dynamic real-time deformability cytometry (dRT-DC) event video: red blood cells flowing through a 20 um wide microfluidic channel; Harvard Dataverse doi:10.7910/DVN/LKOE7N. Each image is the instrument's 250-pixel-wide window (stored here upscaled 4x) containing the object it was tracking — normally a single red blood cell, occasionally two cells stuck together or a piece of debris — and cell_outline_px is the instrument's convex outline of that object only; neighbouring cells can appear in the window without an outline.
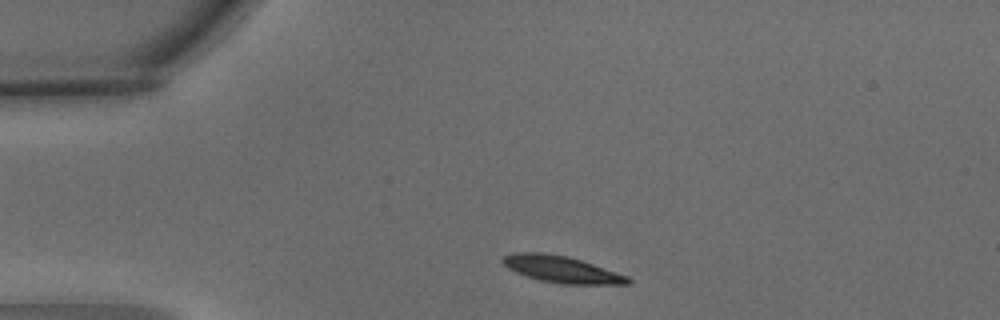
{"species": "common noctule bat (a hibernating species)", "species_latin": "Nyctalus noctula", "temperature_condition": "warm", "stored_images_in_passage": 3, "camera_frame_rate_fps": 3000, "um_per_image_px": 0.085, "animal": {"sex": "male", "body_mass_g": 15.6}, "frame": {"image": 1, "passage_image": 1, "time_ms": 0.0, "image_size_px": [1000, 320], "cell_outline_px": [[632, 280], [628, 284], [560, 284], [540, 280], [516, 272], [508, 268], [500, 260], [504, 256], [512, 252], [544, 252], [568, 256], [628, 276]], "centroid_in_image_um": [47.7, 22.88], "position_along_channel_um": 37.3, "area_um2": 19.36}}
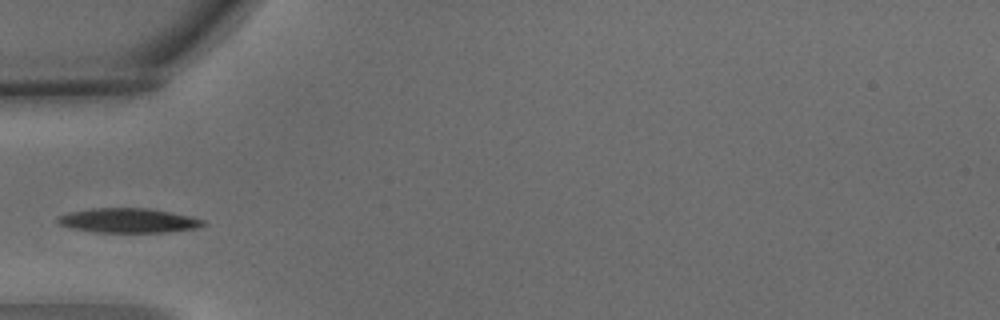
{"frame": {"image": 2, "passage_image": 2, "time_ms": 0.333, "image_size_px": [1000, 320], "cell_outline_px": [[208, 224], [200, 228], [168, 232], [96, 232], [72, 228], [60, 224], [56, 220], [56, 216], [68, 212], [92, 208], [148, 208], [188, 216], [204, 220]], "centroid_in_image_um": [10.91, 18.74], "position_along_channel_um": 74.1, "area_um2": 20.81}}
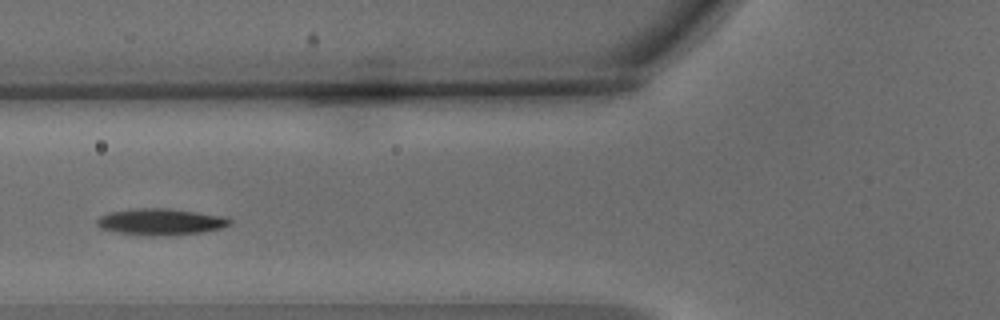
{"frame": {"image": 3, "passage_image": 3, "time_ms": 0.667, "image_size_px": [1000, 320], "cell_outline_px": [[232, 224], [220, 228], [200, 232], [164, 236], [120, 232], [100, 228], [96, 224], [96, 220], [100, 216], [108, 212], [132, 208], [172, 208], [224, 216], [232, 220]], "centroid_in_image_um": [13.66, 18.82], "position_along_channel_um": 112.1, "area_um2": 20.4}}